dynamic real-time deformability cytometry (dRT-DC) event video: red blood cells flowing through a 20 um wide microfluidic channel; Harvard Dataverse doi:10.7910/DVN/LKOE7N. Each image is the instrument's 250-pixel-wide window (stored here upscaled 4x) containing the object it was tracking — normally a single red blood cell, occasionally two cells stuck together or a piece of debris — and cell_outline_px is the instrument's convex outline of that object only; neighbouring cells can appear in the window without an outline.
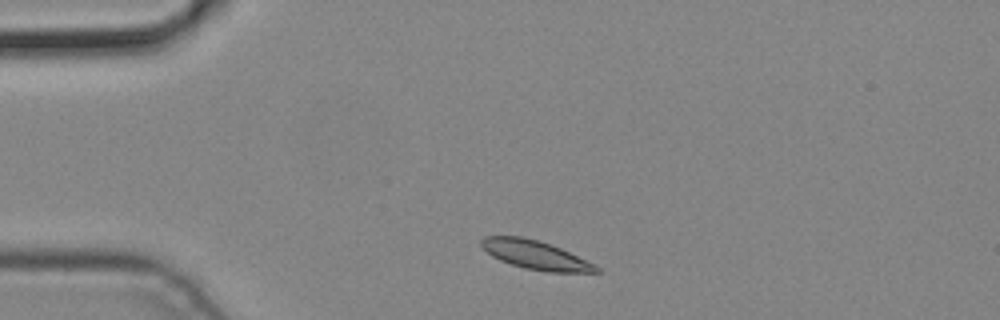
{"species": "common noctule bat (a hibernating species)", "species_latin": "Nyctalus noctula", "temperature_condition": "cold", "stored_images_in_passage": 2, "camera_frame_rate_fps": 3000, "um_per_image_px": 0.085, "animal": {"sex": "male", "body_mass_g": 19.2, "forearm_length_mm": 51.8}, "frame": {"image": 1, "passage_image": 1, "time_ms": 0.0, "image_size_px": [1000, 320], "cell_outline_px": [[604, 272], [548, 272], [524, 268], [500, 260], [492, 256], [480, 244], [480, 240], [484, 236], [520, 236], [536, 240], [560, 248], [596, 264]], "centroid_in_image_um": [45.54, 21.68], "position_along_channel_um": 39.5, "area_um2": 19.07}}